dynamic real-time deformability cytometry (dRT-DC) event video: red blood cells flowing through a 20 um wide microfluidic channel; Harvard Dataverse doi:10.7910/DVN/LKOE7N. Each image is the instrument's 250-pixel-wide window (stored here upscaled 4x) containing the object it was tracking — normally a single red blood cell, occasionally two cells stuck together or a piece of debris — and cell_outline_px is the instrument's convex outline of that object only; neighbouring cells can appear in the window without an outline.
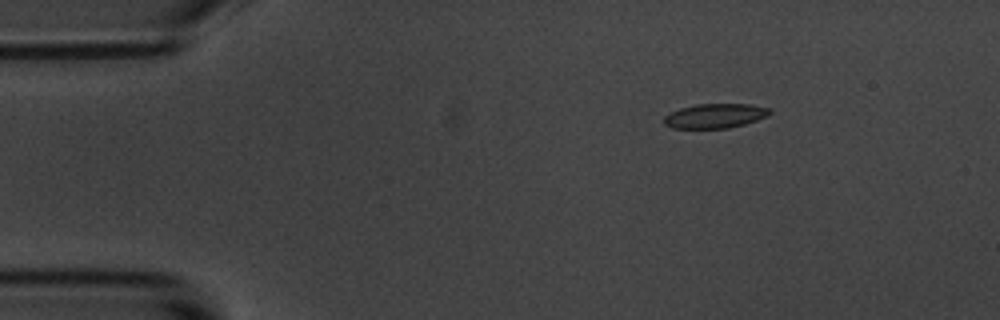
{"species": "common noctule bat (a hibernating species)", "species_latin": "Nyctalus noctula", "temperature_condition": "room temperature", "stored_images_in_passage": 4, "camera_frame_rate_fps": 3000, "um_per_image_px": 0.085, "animal": {"sex": "male", "body_mass_g": 20.1, "forearm_length_mm": 53.5}, "frame": {"image": 1, "passage_image": 1, "time_ms": 0.0, "image_size_px": [1000, 320], "cell_outline_px": [[772, 112], [768, 116], [744, 124], [728, 128], [672, 128], [664, 124], [664, 116], [680, 108], [696, 104], [748, 104], [768, 108]], "centroid_in_image_um": [60.77, 9.85], "position_along_channel_um": 24.2, "area_um2": 14.97}}
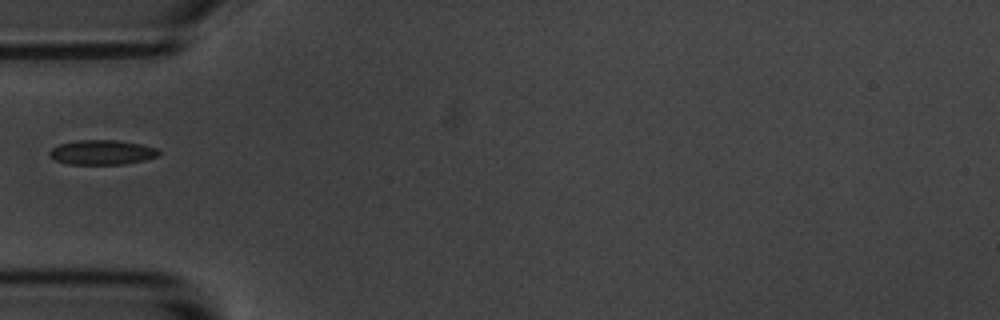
{"frame": {"image": 2, "passage_image": 4, "time_ms": 3.333, "image_size_px": [1000, 320], "cell_outline_px": [[160, 156], [144, 160], [124, 164], [68, 164], [56, 160], [48, 156], [48, 152], [52, 148], [60, 144], [80, 140], [116, 140], [140, 144], [160, 148]], "centroid_in_image_um": [8.71, 12.95], "position_along_channel_um": 76.3, "area_um2": 15.78}}